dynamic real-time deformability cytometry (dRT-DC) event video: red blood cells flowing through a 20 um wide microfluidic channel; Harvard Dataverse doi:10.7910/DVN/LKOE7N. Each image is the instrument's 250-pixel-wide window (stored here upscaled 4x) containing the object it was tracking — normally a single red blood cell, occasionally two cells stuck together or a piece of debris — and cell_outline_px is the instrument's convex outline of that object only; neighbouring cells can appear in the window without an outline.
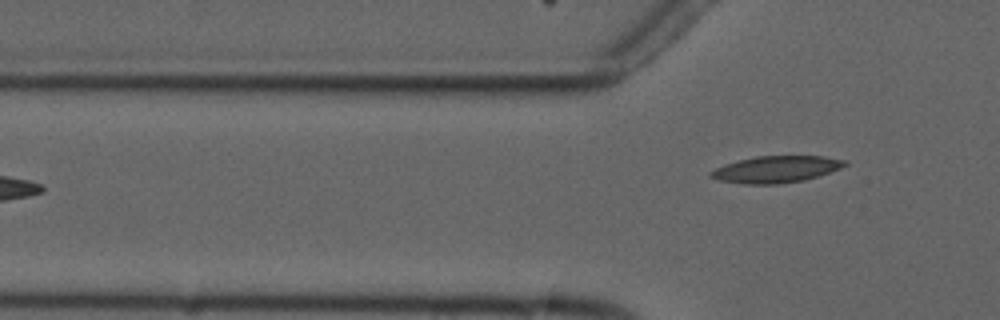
{"species": "common noctule bat (a hibernating species)", "species_latin": "Nyctalus noctula", "temperature_condition": "cold", "stored_images_in_passage": 6, "camera_frame_rate_fps": 3000, "um_per_image_px": 0.085, "animal": {"sex": "male", "forearm_length_mm": 52.5}, "frame": {"image": 1, "passage_image": 6, "time_ms": 6.667, "image_size_px": [1000, 320], "cell_outline_px": [[848, 164], [840, 168], [804, 180], [780, 184], [744, 184], [720, 180], [708, 176], [708, 172], [724, 164], [756, 156], [824, 156], [844, 160]], "centroid_in_image_um": [65.93, 14.39], "position_along_channel_um": 59.9, "area_um2": 20.69}}